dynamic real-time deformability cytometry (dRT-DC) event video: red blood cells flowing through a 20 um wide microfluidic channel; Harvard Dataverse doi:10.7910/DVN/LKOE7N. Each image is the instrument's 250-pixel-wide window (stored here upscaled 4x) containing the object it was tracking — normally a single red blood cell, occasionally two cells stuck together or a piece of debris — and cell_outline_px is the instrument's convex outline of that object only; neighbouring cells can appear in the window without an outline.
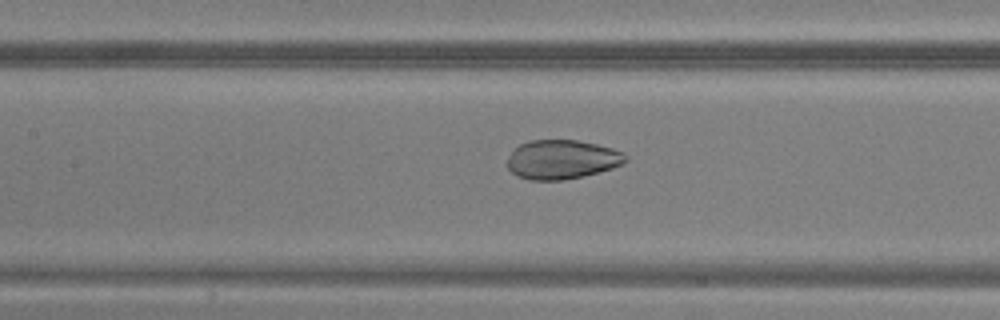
{"species": "common noctule bat (a hibernating species)", "species_latin": "Nyctalus noctula", "temperature_condition": "warm", "stored_images_in_passage": 47, "camera_frame_rate_fps": 3000, "um_per_image_px": 0.085, "animal": {"sex": "male", "body_mass_g": 20.5, "forearm_length_mm": 52.5}, "frame": {"image": 1, "passage_image": 22, "time_ms": 7.0, "image_size_px": [1000, 320], "cell_outline_px": [[628, 160], [624, 164], [612, 168], [564, 180], [528, 180], [516, 176], [508, 168], [508, 156], [520, 144], [528, 140], [576, 140], [596, 144], [612, 148], [628, 156]], "centroid_in_image_um": [47.75, 13.55], "position_along_channel_um": 159.6, "area_um2": 26.88}}
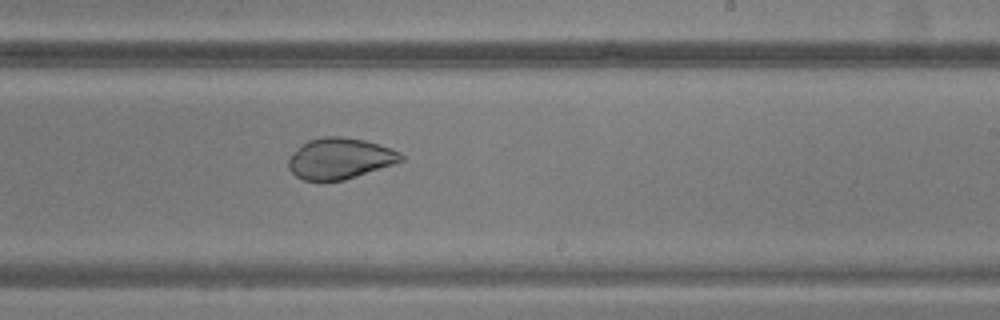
{"frame": {"image": 2, "passage_image": 29, "time_ms": 9.333, "image_size_px": [1000, 320], "cell_outline_px": [[404, 160], [344, 180], [304, 180], [296, 176], [288, 168], [288, 160], [308, 140], [324, 136], [340, 136], [364, 140], [388, 148], [404, 156]], "centroid_in_image_um": [28.87, 13.47], "position_along_channel_um": 260.1, "area_um2": 26.13}}
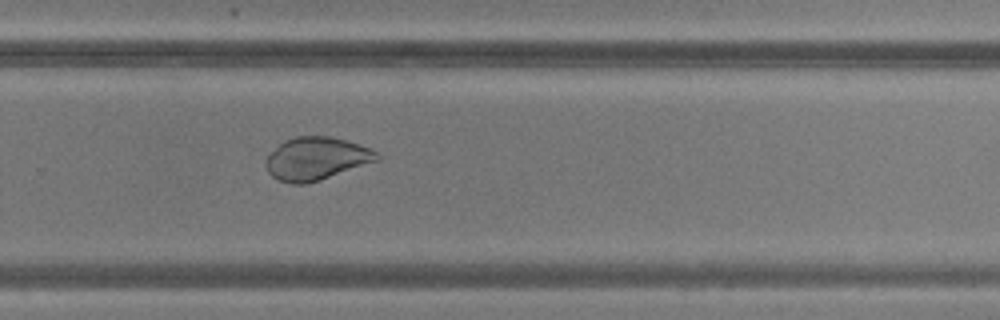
{"frame": {"image": 3, "passage_image": 32, "time_ms": 10.333, "image_size_px": [1000, 320], "cell_outline_px": [[380, 160], [320, 180], [304, 184], [292, 184], [280, 180], [272, 176], [268, 172], [264, 164], [264, 160], [284, 140], [296, 136], [328, 136], [344, 140], [368, 148], [376, 152], [380, 156]], "centroid_in_image_um": [26.86, 13.49], "position_along_channel_um": 302.9, "area_um2": 27.51}}